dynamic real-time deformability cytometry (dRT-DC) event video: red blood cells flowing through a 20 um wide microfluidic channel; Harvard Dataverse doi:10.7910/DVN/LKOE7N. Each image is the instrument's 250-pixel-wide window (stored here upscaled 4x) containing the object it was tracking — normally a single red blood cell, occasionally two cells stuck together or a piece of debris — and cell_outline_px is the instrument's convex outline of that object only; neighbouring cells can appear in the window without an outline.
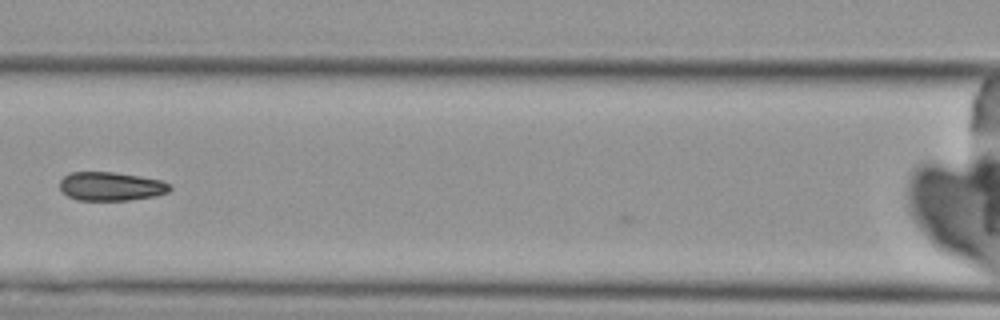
{"species": "Egyptian fruit bat (a non-hibernating species)", "species_latin": "Rousettus aegyptiacus", "temperature_condition": "cold", "stored_images_in_passage": 8, "camera_frame_rate_fps": 3000, "um_per_image_px": 0.085, "animal": {"sex": "female"}, "frame": {"image": 1, "passage_image": 7, "time_ms": 7.333, "image_size_px": [1000, 320], "cell_outline_px": [[172, 188], [168, 192], [156, 196], [128, 200], [76, 200], [68, 196], [60, 188], [60, 180], [68, 172], [112, 172], [140, 176], [160, 180], [172, 184]], "centroid_in_image_um": [9.44, 15.84], "position_along_channel_um": 157.2, "area_um2": 18.5}}
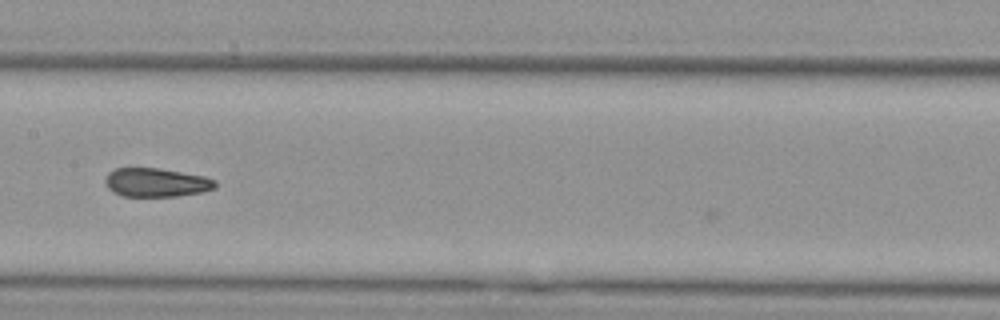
{"frame": {"image": 2, "passage_image": 8, "time_ms": 8.333, "image_size_px": [1000, 320], "cell_outline_px": [[216, 188], [200, 192], [176, 196], [124, 196], [112, 192], [108, 188], [104, 180], [108, 172], [116, 168], [160, 168], [204, 176], [216, 180]], "centroid_in_image_um": [13.27, 15.5], "position_along_channel_um": 194.1, "area_um2": 18.44}}